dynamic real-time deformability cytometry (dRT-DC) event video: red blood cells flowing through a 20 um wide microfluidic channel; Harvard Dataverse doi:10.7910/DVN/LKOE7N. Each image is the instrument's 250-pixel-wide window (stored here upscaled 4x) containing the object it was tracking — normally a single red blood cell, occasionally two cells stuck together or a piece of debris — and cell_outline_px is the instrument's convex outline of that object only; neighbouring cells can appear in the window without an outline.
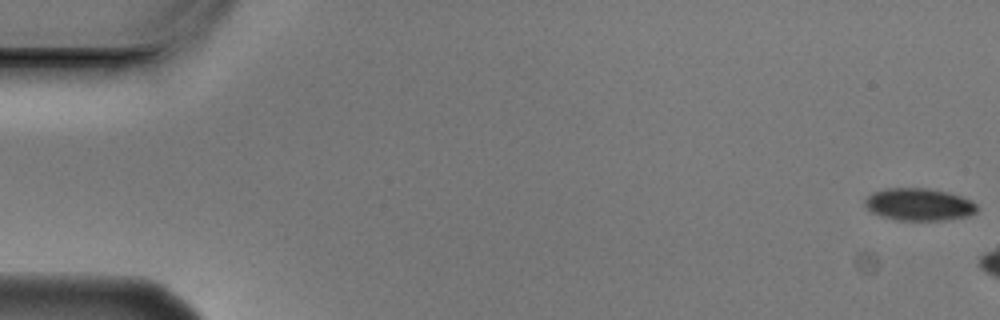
{"species": "Egyptian fruit bat (a non-hibernating species)", "species_latin": "Rousettus aegyptiacus", "temperature_condition": "cold", "stored_images_in_passage": 3, "camera_frame_rate_fps": 3000, "um_per_image_px": 0.085, "animal": {"sex": "male"}, "frame": {"image": 1, "passage_image": 1, "time_ms": 0.0, "image_size_px": [1000, 320], "cell_outline_px": [[980, 208], [976, 212], [968, 216], [944, 220], [896, 220], [872, 212], [864, 204], [864, 200], [872, 192], [884, 188], [928, 188], [948, 192], [972, 200]], "centroid_in_image_um": [78.14, 17.37], "position_along_channel_um": 6.9, "area_um2": 21.21}}